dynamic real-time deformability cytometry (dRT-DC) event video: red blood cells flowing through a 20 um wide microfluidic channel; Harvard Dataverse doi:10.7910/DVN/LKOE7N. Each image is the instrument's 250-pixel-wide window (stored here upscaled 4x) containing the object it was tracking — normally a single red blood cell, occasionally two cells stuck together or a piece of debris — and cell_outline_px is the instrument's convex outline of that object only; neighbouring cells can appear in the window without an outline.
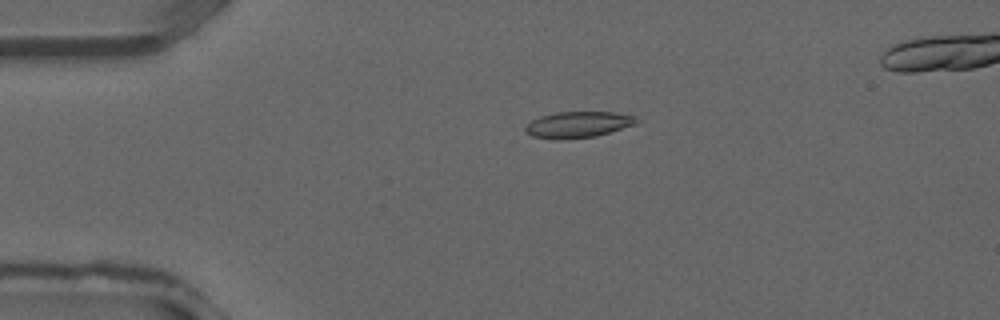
{"species": "common noctule bat (a hibernating species)", "species_latin": "Nyctalus noctula", "temperature_condition": "warm", "stored_images_in_passage": 38, "camera_frame_rate_fps": 3000, "um_per_image_px": 0.085, "animal": {"sex": "male", "forearm_length_mm": 52.5}, "frame": {"image": 1, "passage_image": 9, "time_ms": 2.667, "image_size_px": [1000, 320], "cell_outline_px": [[640, 120], [636, 124], [596, 136], [556, 140], [532, 136], [524, 128], [532, 120], [540, 116], [556, 112], [616, 112], [636, 116]], "centroid_in_image_um": [49.17, 10.58], "position_along_channel_um": 35.8, "area_um2": 16.94}}
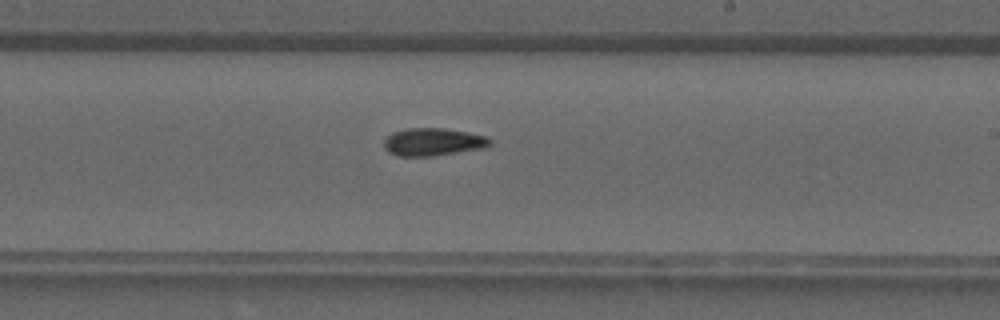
{"frame": {"image": 2, "passage_image": 23, "time_ms": 7.333, "image_size_px": [1000, 320], "cell_outline_px": [[492, 144], [488, 148], [432, 156], [396, 156], [388, 152], [384, 148], [384, 140], [392, 132], [408, 128], [444, 128], [468, 132], [484, 136], [492, 140]], "centroid_in_image_um": [36.83, 12.07], "position_along_channel_um": 252.2, "area_um2": 17.34}}
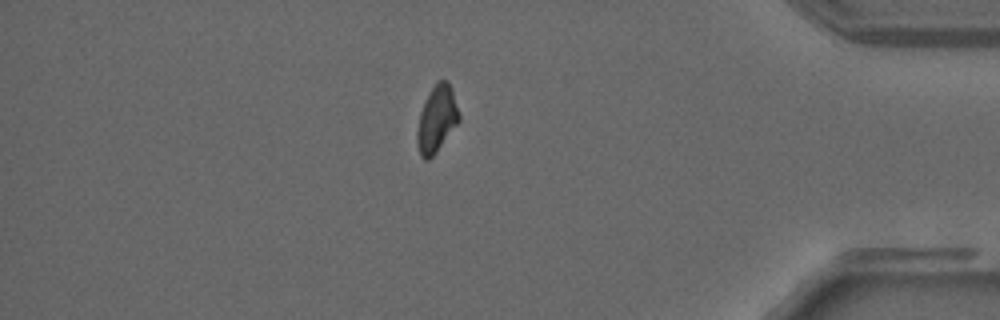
{"frame": {"image": 3, "passage_image": 33, "time_ms": 10.667, "image_size_px": [1000, 320], "cell_outline_px": [[460, 120], [436, 152], [428, 160], [424, 160], [420, 156], [416, 140], [416, 132], [420, 112], [436, 80], [448, 80], [460, 116]], "centroid_in_image_um": [37.1, 10.14], "position_along_channel_um": 398.1, "area_um2": 16.01}}